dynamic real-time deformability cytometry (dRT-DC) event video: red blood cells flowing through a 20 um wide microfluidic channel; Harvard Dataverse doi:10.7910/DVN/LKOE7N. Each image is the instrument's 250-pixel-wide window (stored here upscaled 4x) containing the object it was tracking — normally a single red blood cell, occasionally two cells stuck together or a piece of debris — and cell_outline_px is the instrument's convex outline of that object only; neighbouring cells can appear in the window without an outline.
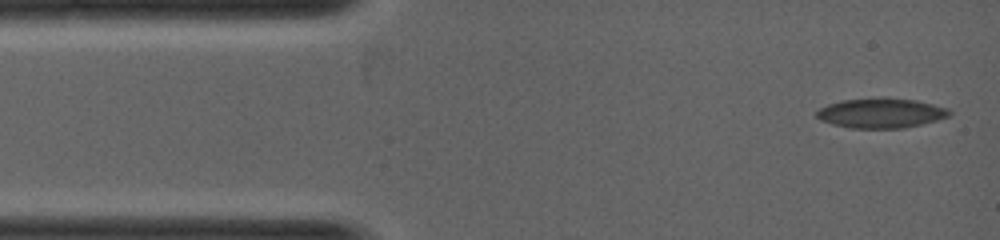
{"species": "common noctule bat (a hibernating species)", "species_latin": "Nyctalus noctula", "temperature_condition": "warm", "stored_images_in_passage": 35, "camera_frame_rate_fps": 5000, "um_per_image_px": 0.085, "animal": {"sex": "female", "body_mass_g": 19.0, "forearm_length_mm": 53.3}, "frame": {"image": 1, "passage_image": 1, "time_ms": 0.0, "image_size_px": [1000, 240], "cell_outline_px": [[952, 112], [948, 116], [936, 120], [904, 128], [848, 128], [832, 124], [820, 120], [816, 116], [816, 112], [820, 108], [828, 104], [840, 100], [884, 96], [916, 100], [948, 108]], "centroid_in_image_um": [74.85, 9.59], "position_along_channel_um": 10.1, "area_um2": 23.35}}
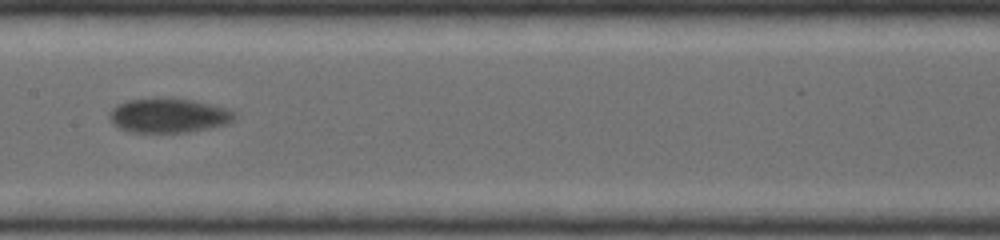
{"frame": {"image": 2, "passage_image": 16, "time_ms": 3.0, "image_size_px": [1000, 240], "cell_outline_px": [[236, 120], [228, 124], [188, 132], [132, 132], [120, 128], [112, 124], [108, 116], [108, 112], [116, 104], [128, 100], [172, 96], [192, 100], [228, 108], [236, 112]], "centroid_in_image_um": [14.34, 9.79], "position_along_channel_um": 193.1, "area_um2": 25.66}}
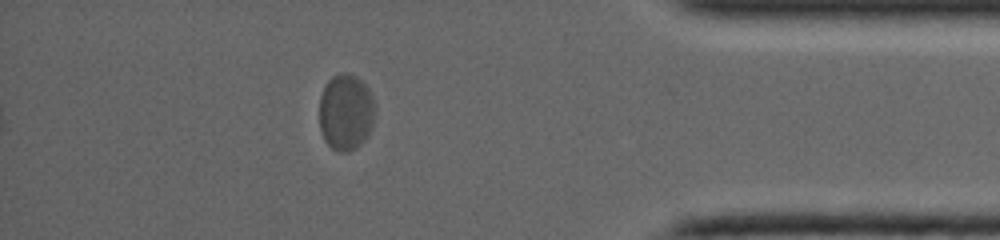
{"frame": {"image": 3, "passage_image": 30, "time_ms": 5.8, "image_size_px": [1000, 240], "cell_outline_px": [[376, 112], [372, 128], [368, 136], [356, 148], [344, 152], [340, 152], [332, 148], [324, 140], [320, 132], [320, 96], [328, 80], [332, 76], [340, 72], [348, 72], [356, 76], [368, 88], [376, 104]], "centroid_in_image_um": [29.42, 9.52], "position_along_channel_um": 405.8, "area_um2": 25.2}}